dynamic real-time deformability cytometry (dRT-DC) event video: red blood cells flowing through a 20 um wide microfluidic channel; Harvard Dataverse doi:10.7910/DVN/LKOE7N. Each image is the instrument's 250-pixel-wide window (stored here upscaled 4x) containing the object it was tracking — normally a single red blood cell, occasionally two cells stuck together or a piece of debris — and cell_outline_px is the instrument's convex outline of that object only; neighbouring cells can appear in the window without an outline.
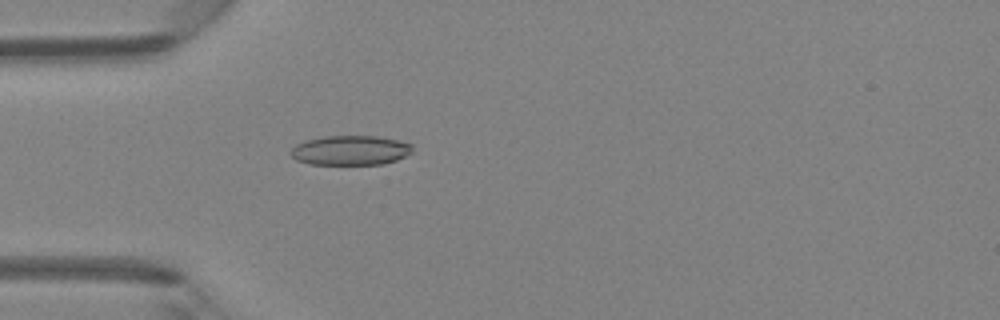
{"species": "Egyptian fruit bat (a non-hibernating species)", "species_latin": "Rousettus aegyptiacus", "temperature_condition": "room temperature", "stored_images_in_passage": 47, "camera_frame_rate_fps": 3000, "um_per_image_px": 0.085, "animal": {"sex": "female"}, "frame": {"image": 1, "passage_image": 14, "time_ms": 4.333, "image_size_px": [1000, 320], "cell_outline_px": [[412, 152], [396, 160], [384, 164], [308, 164], [296, 160], [288, 152], [296, 144], [304, 140], [324, 136], [376, 136], [396, 140], [412, 144]], "centroid_in_image_um": [29.74, 12.78], "position_along_channel_um": 55.3, "area_um2": 21.04}}
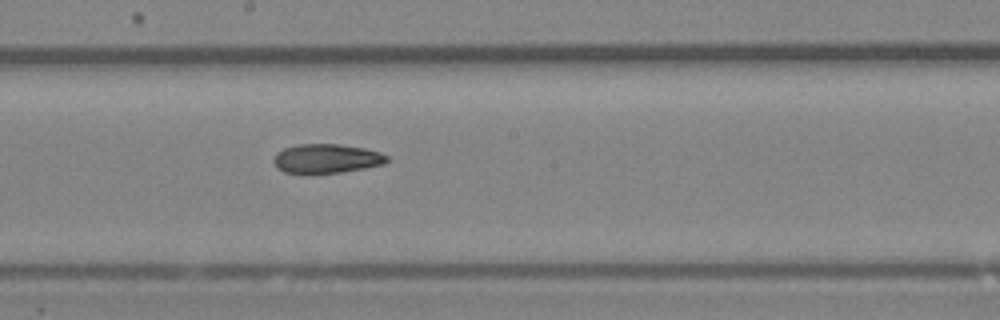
{"frame": {"image": 2, "passage_image": 26, "time_ms": 8.333, "image_size_px": [1000, 320], "cell_outline_px": [[388, 160], [384, 164], [364, 168], [340, 172], [284, 172], [276, 168], [272, 160], [276, 152], [284, 148], [296, 144], [340, 144], [364, 148], [380, 152], [388, 156]], "centroid_in_image_um": [27.73, 13.46], "position_along_channel_um": 220.5, "area_um2": 19.13}}
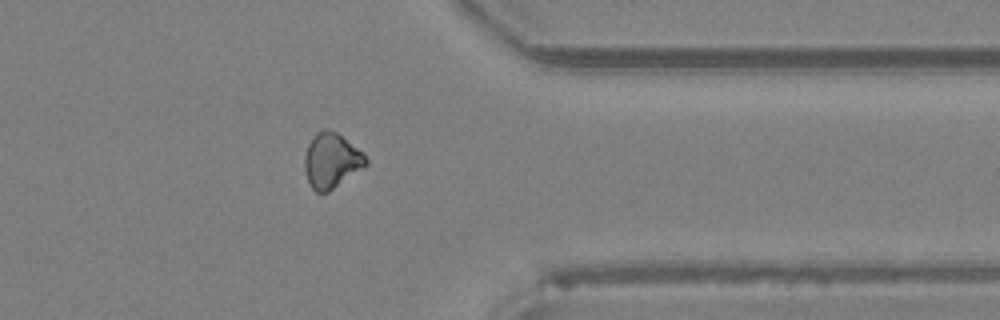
{"frame": {"image": 3, "passage_image": 38, "time_ms": 12.333, "image_size_px": [1000, 320], "cell_outline_px": [[368, 164], [364, 168], [328, 192], [316, 192], [308, 184], [304, 168], [304, 156], [308, 144], [316, 132], [324, 128], [328, 128], [336, 132], [364, 152], [368, 160]], "centroid_in_image_um": [28.18, 13.65], "position_along_channel_um": 383.2, "area_um2": 19.94}, "authors_computed_cell_mechanics": {"area_um2": 19.941, "velocity_mm_per_s": 4.3029, "shape_relaxation_time_tau1_ms": null, "shape_relaxation_time_tau2_ms": 8.676, "deformation_change_tau1": null, "deformation_change_tau2": 0.1698}}